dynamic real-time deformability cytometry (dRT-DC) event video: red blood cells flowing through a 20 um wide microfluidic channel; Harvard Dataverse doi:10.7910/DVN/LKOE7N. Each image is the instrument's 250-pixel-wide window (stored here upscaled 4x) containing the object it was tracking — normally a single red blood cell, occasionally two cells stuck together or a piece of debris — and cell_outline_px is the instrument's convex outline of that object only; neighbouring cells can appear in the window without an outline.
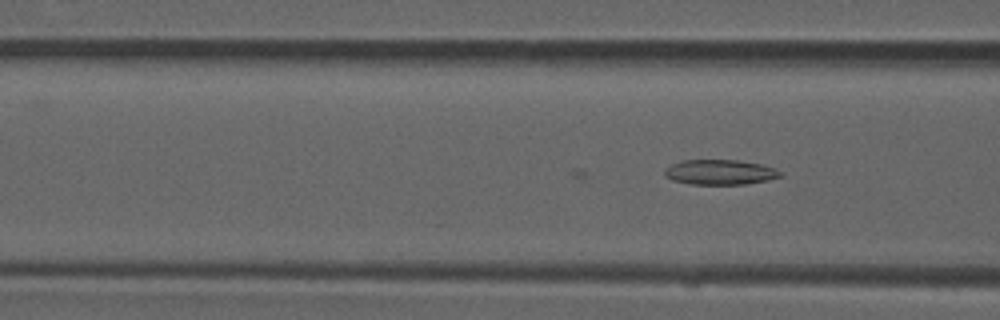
{"species": "common noctule bat (a hibernating species)", "species_latin": "Nyctalus noctula", "temperature_condition": "room temperature", "stored_images_in_passage": 4, "camera_frame_rate_fps": 3000, "um_per_image_px": 0.085, "animal": {"sex": "male", "forearm_length_mm": 52.5}, "frame": {"image": 1, "passage_image": 4, "time_ms": 1.0, "image_size_px": [1000, 320], "cell_outline_px": [[780, 176], [768, 180], [744, 184], [692, 184], [672, 180], [664, 176], [664, 168], [672, 164], [684, 160], [736, 160], [760, 164], [776, 168], [780, 172]], "centroid_in_image_um": [61.16, 14.63], "position_along_channel_um": 105.4, "area_um2": 16.76}}